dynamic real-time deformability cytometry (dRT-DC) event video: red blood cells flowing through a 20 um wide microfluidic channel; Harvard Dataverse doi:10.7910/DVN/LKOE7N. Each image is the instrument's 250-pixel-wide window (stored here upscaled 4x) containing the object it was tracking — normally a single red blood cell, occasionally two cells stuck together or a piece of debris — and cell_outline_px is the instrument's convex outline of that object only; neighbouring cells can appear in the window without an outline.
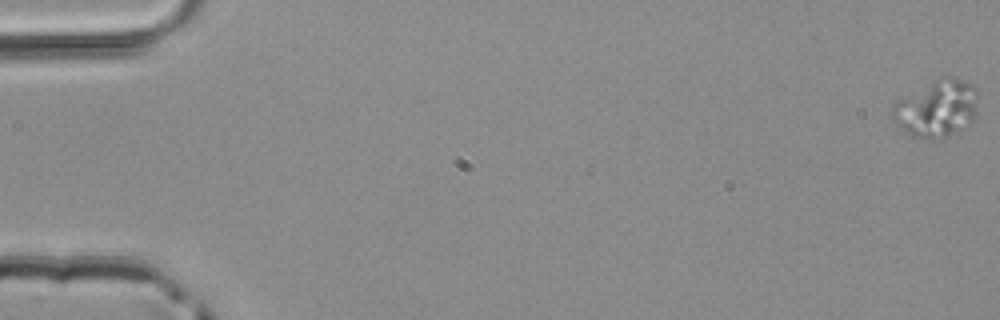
{"species": "common noctule bat (a hibernating species)", "species_latin": "Nyctalus noctula", "temperature_condition": "room temperature", "stored_images_in_passage": 50, "camera_frame_rate_fps": 3000, "um_per_image_px": 0.085, "animal": {"sex": "male", "body_mass_g": 20.4}, "frame": {"image": 1, "passage_image": 1, "time_ms": 0.0, "image_size_px": [1000, 320], "cell_outline_px": [[976, 112], [972, 120], [944, 136], [912, 136], [904, 132], [892, 120], [888, 112], [900, 100], [940, 76], [948, 76], [972, 84], [976, 88]], "centroid_in_image_um": [79.57, 9.18], "position_along_channel_um": 5.4, "area_um2": 27.34}}
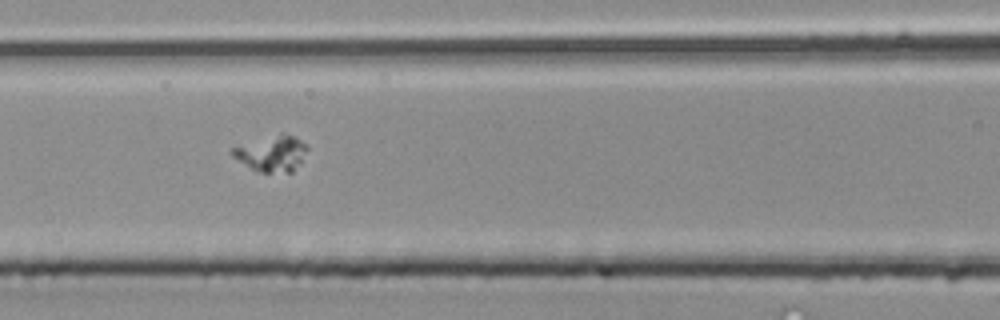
{"frame": {"image": 2, "passage_image": 23, "time_ms": 7.333, "image_size_px": [1000, 320], "cell_outline_px": [[308, 148], [292, 172], [260, 172], [252, 168], [232, 156], [228, 152], [232, 148], [280, 132], [284, 132], [300, 140]], "centroid_in_image_um": [23.07, 13.02], "position_along_channel_um": 143.5, "area_um2": 15.2}}
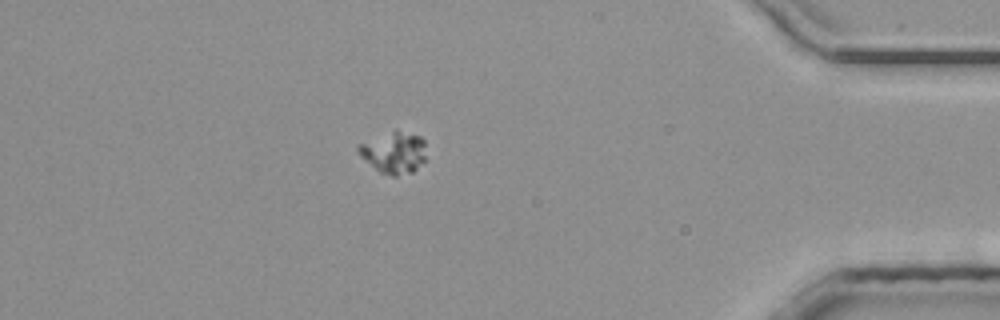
{"frame": {"image": 3, "passage_image": 44, "time_ms": 14.333, "image_size_px": [1000, 320], "cell_outline_px": [[424, 160], [412, 172], [396, 176], [392, 176], [380, 172], [360, 156], [356, 148], [360, 144], [396, 128], [420, 136], [424, 140]], "centroid_in_image_um": [33.47, 12.94], "position_along_channel_um": 401.7, "area_um2": 16.3}}